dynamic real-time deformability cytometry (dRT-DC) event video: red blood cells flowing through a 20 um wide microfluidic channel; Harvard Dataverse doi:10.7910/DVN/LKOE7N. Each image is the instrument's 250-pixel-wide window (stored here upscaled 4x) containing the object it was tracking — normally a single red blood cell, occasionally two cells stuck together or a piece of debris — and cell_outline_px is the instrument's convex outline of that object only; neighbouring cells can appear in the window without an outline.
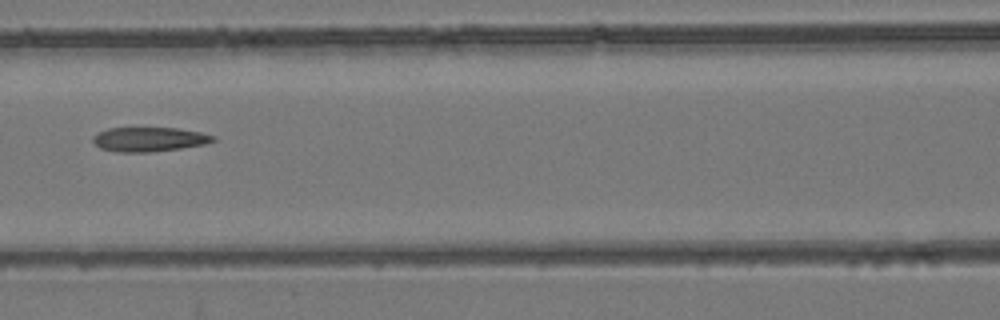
{"species": "common noctule bat (a hibernating species)", "species_latin": "Nyctalus noctula", "temperature_condition": "room temperature", "stored_images_in_passage": 8, "camera_frame_rate_fps": 3000, "um_per_image_px": 0.085, "animal": {"sex": "female", "body_mass_g": 24.6, "forearm_length_mm": 56.2}, "frame": {"image": 1, "passage_image": 7, "time_ms": 7.0, "image_size_px": [1000, 320], "cell_outline_px": [[216, 140], [204, 144], [180, 148], [148, 152], [120, 152], [100, 148], [92, 140], [92, 136], [108, 128], [176, 128], [200, 132], [216, 136]], "centroid_in_image_um": [12.68, 11.84], "position_along_channel_um": 153.9, "area_um2": 16.88}}
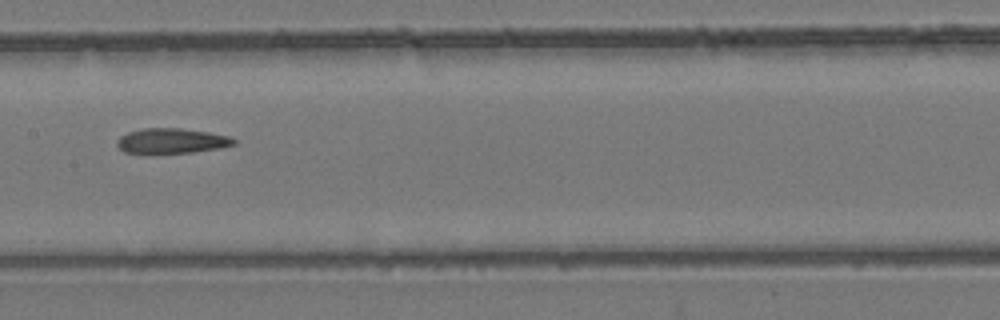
{"frame": {"image": 2, "passage_image": 8, "time_ms": 8.0, "image_size_px": [1000, 320], "cell_outline_px": [[236, 144], [220, 148], [192, 152], [152, 156], [124, 152], [116, 144], [116, 140], [120, 136], [128, 132], [144, 128], [180, 128], [208, 132], [228, 136], [236, 140]], "centroid_in_image_um": [14.52, 12.02], "position_along_channel_um": 192.9, "area_um2": 17.74}}